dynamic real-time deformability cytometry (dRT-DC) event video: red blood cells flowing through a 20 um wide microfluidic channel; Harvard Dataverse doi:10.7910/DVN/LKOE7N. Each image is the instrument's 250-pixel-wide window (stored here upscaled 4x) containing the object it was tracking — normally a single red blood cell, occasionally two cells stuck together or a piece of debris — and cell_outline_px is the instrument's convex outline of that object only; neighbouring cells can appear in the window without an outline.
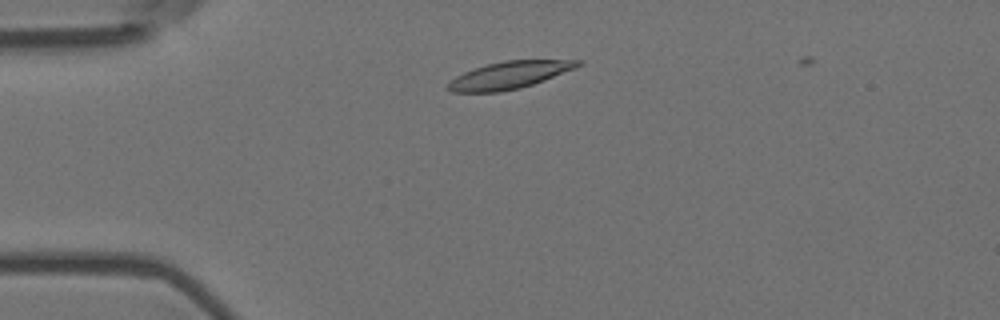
{"species": "Egyptian fruit bat (a non-hibernating species)", "species_latin": "Rousettus aegyptiacus", "temperature_condition": "room temperature", "stored_images_in_passage": 36, "camera_frame_rate_fps": 3000, "um_per_image_px": 0.085, "animal": {"sex": "female"}, "frame": {"image": 1, "passage_image": 1, "time_ms": 0.0, "image_size_px": [1000, 320], "cell_outline_px": [[584, 64], [576, 68], [544, 80], [520, 88], [500, 92], [452, 92], [444, 88], [456, 76], [464, 72], [488, 64], [504, 60], [584, 60]], "centroid_in_image_um": [43.32, 6.38], "position_along_channel_um": 41.7, "area_um2": 20.58}}
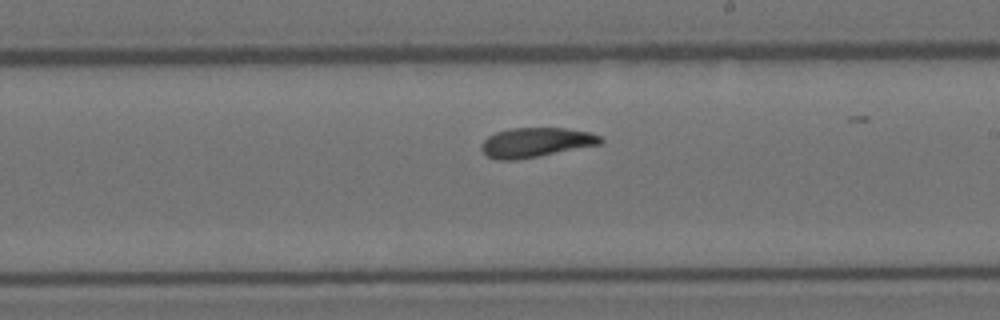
{"frame": {"image": 2, "passage_image": 20, "time_ms": 6.333, "image_size_px": [1000, 320], "cell_outline_px": [[604, 140], [600, 144], [516, 160], [496, 160], [488, 156], [480, 148], [480, 144], [488, 136], [496, 132], [512, 128], [564, 128], [588, 132], [600, 136]], "centroid_in_image_um": [45.51, 12.1], "position_along_channel_um": 243.5, "area_um2": 20.29}}
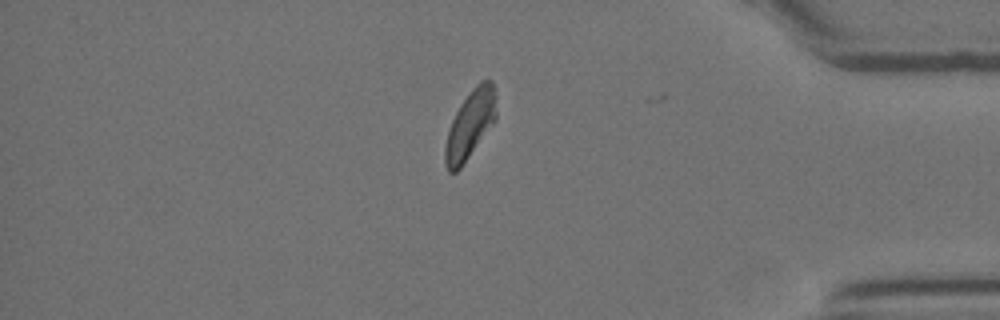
{"frame": {"image": 3, "passage_image": 35, "time_ms": 11.333, "image_size_px": [1000, 320], "cell_outline_px": [[496, 120], [460, 168], [456, 172], [448, 172], [444, 164], [444, 148], [448, 132], [452, 120], [460, 104], [472, 88], [480, 80], [492, 80], [496, 96]], "centroid_in_image_um": [39.96, 10.58], "position_along_channel_um": 395.2, "area_um2": 20.35}, "authors_computed_cell_mechanics": {"area_um2": 20.6924, "velocity_mm_per_s": 3.6196, "shape_relaxation_time_tau1_ms": 4.0605, "shape_relaxation_time_tau2_ms": 3.1447, "deformation_change_tau1": 0.1254, "deformation_change_tau2": 0.0908}}